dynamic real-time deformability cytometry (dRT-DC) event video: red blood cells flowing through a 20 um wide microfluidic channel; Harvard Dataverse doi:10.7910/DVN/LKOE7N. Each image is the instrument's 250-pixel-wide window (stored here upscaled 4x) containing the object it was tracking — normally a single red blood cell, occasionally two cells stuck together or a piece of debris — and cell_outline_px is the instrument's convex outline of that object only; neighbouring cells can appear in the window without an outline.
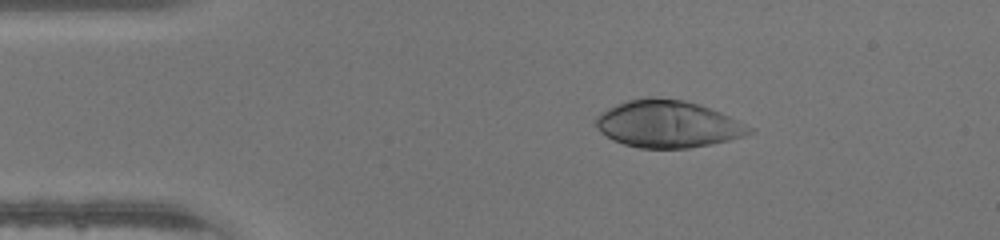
{"species": "human", "species_latin": "Homo sapiens", "temperature_condition": "warm", "stored_images_in_passage": 41, "camera_frame_rate_fps": 3000, "um_per_image_px": 0.085, "donor": {"sex": "male"}, "frame": {"image": 1, "passage_image": 3, "time_ms": 0.667, "image_size_px": [1000, 240], "cell_outline_px": [[756, 128], [752, 132], [744, 136], [712, 144], [688, 148], [640, 148], [624, 144], [612, 140], [600, 132], [596, 128], [596, 116], [600, 112], [616, 104], [628, 100], [652, 96], [684, 100], [700, 104], [720, 112]], "centroid_in_image_um": [56.76, 10.54], "position_along_channel_um": 28.2, "area_um2": 42.37}}
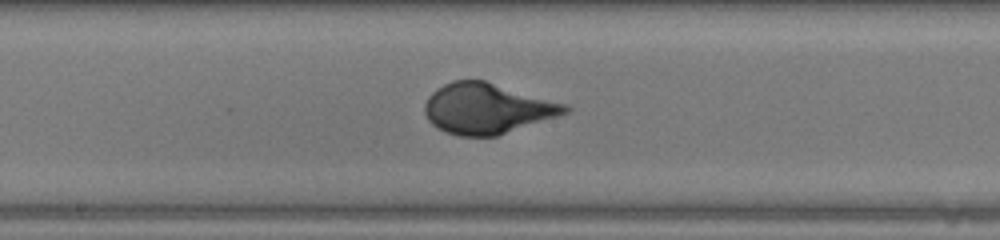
{"frame": {"image": 2, "passage_image": 19, "time_ms": 6.0, "image_size_px": [1000, 240], "cell_outline_px": [[572, 108], [568, 112], [496, 136], [460, 136], [444, 132], [436, 128], [428, 120], [424, 112], [424, 104], [428, 96], [436, 88], [452, 80], [484, 80], [568, 104]], "centroid_in_image_um": [41.37, 9.22], "position_along_channel_um": 206.8, "area_um2": 41.27}}
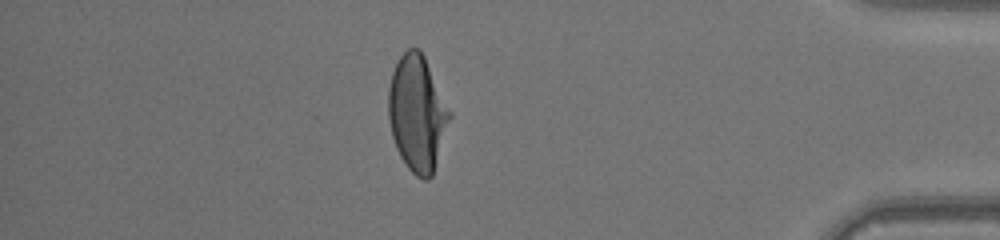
{"frame": {"image": 3, "passage_image": 35, "time_ms": 11.333, "image_size_px": [1000, 240], "cell_outline_px": [[452, 116], [432, 176], [428, 180], [424, 180], [416, 176], [408, 168], [400, 156], [396, 148], [392, 136], [388, 116], [388, 88], [392, 72], [400, 56], [408, 48], [420, 48], [452, 112]], "centroid_in_image_um": [35.47, 9.63], "position_along_channel_um": 399.7, "area_um2": 41.5}}